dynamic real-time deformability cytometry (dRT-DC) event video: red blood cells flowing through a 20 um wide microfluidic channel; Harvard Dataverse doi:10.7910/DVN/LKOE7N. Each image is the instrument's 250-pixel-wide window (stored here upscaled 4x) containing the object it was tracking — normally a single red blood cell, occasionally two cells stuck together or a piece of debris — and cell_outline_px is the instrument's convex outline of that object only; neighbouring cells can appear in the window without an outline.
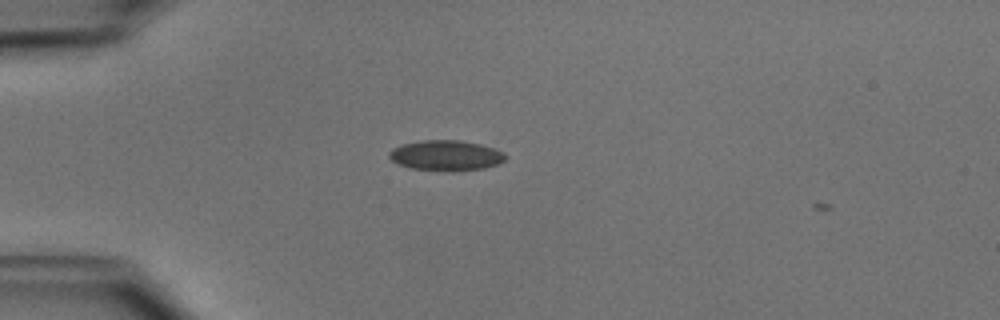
{"species": "common noctule bat (a hibernating species)", "species_latin": "Nyctalus noctula", "temperature_condition": "cold", "stored_images_in_passage": 2, "camera_frame_rate_fps": 3000, "um_per_image_px": 0.085, "animal": {"sex": "male", "body_mass_g": 15.6}, "frame": {"image": 1, "passage_image": 1, "time_ms": 0.0, "image_size_px": [1000, 320], "cell_outline_px": [[508, 156], [504, 160], [496, 164], [484, 168], [408, 168], [392, 160], [388, 156], [388, 152], [392, 148], [400, 144], [420, 140], [460, 140], [480, 144], [504, 152]], "centroid_in_image_um": [37.86, 13.15], "position_along_channel_um": 47.1, "area_um2": 19.71}}